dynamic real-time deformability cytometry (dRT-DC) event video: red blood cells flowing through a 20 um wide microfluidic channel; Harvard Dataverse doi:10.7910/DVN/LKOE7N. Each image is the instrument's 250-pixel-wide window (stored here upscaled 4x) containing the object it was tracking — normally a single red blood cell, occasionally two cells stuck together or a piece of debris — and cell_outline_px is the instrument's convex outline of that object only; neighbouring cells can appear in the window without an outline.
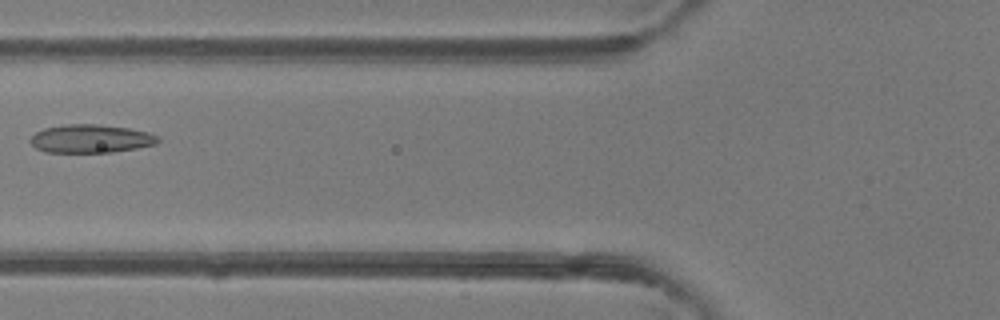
{"species": "common noctule bat (a hibernating species)", "species_latin": "Nyctalus noctula", "temperature_condition": "room temperature", "stored_images_in_passage": 7, "camera_frame_rate_fps": 3000, "um_per_image_px": 0.085, "animal": {"sex": "female"}, "frame": {"image": 1, "passage_image": 6, "time_ms": 1.667, "image_size_px": [1000, 320], "cell_outline_px": [[160, 140], [156, 144], [136, 148], [112, 152], [44, 152], [36, 148], [28, 140], [36, 132], [44, 128], [64, 124], [96, 124], [128, 128], [148, 132], [160, 136]], "centroid_in_image_um": [7.71, 11.78], "position_along_channel_um": 118.1, "area_um2": 21.1}}
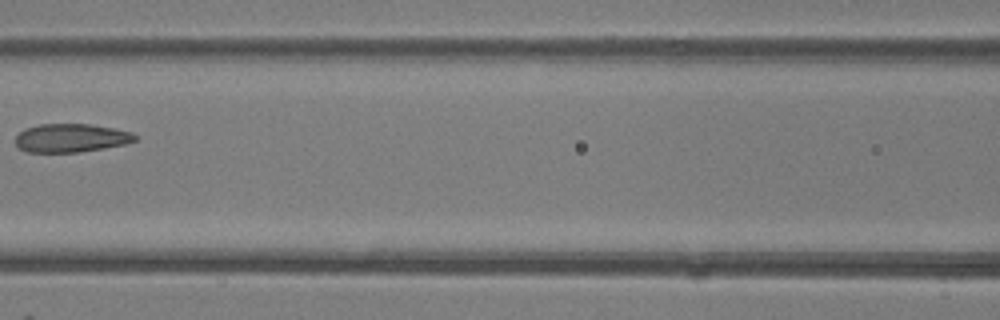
{"frame": {"image": 2, "passage_image": 7, "time_ms": 2.0, "image_size_px": [1000, 320], "cell_outline_px": [[136, 140], [124, 144], [104, 148], [76, 152], [28, 152], [16, 148], [16, 136], [24, 128], [40, 124], [88, 124], [112, 128], [132, 132], [136, 136]], "centroid_in_image_um": [5.99, 11.73], "position_along_channel_um": 160.6, "area_um2": 19.77}}